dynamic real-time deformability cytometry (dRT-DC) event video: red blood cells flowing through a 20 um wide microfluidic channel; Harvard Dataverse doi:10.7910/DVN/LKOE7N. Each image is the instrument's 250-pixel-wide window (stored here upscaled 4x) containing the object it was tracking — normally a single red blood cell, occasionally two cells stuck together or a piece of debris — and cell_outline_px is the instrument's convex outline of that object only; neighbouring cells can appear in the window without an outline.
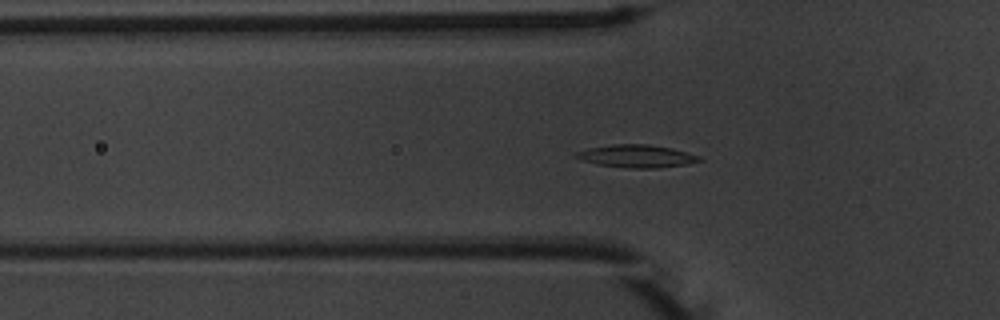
{"species": "common noctule bat (a hibernating species)", "species_latin": "Nyctalus noctula", "temperature_condition": "warm", "stored_images_in_passage": 55, "camera_frame_rate_fps": 3000, "um_per_image_px": 0.085, "animal": {"sex": "male", "body_mass_g": 20.1, "forearm_length_mm": 53.5}, "frame": {"image": 1, "passage_image": 18, "time_ms": 5.667, "image_size_px": [1000, 320], "cell_outline_px": [[704, 160], [688, 164], [660, 168], [632, 168], [596, 164], [572, 156], [576, 152], [588, 148], [612, 144], [648, 144], [672, 148], [700, 156]], "centroid_in_image_um": [54.14, 13.27], "position_along_channel_um": 71.7, "area_um2": 16.36}}
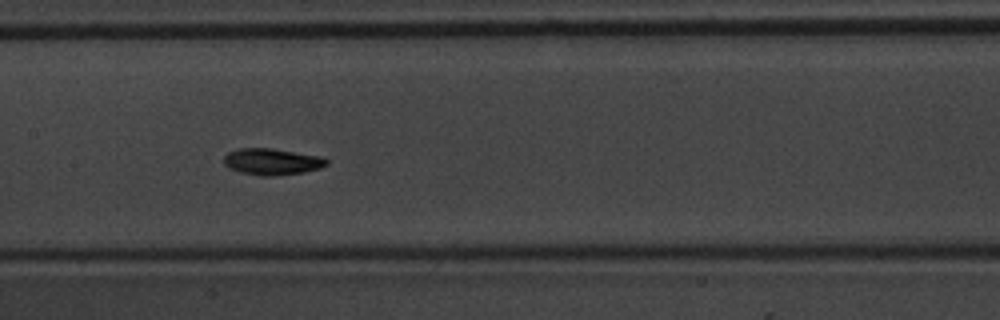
{"frame": {"image": 2, "passage_image": 27, "time_ms": 8.667, "image_size_px": [1000, 320], "cell_outline_px": [[328, 164], [320, 168], [304, 172], [272, 176], [260, 176], [240, 172], [228, 168], [224, 164], [224, 156], [228, 152], [240, 148], [272, 148], [320, 156], [328, 160]], "centroid_in_image_um": [23.1, 13.74], "position_along_channel_um": 184.3, "area_um2": 15.9}}
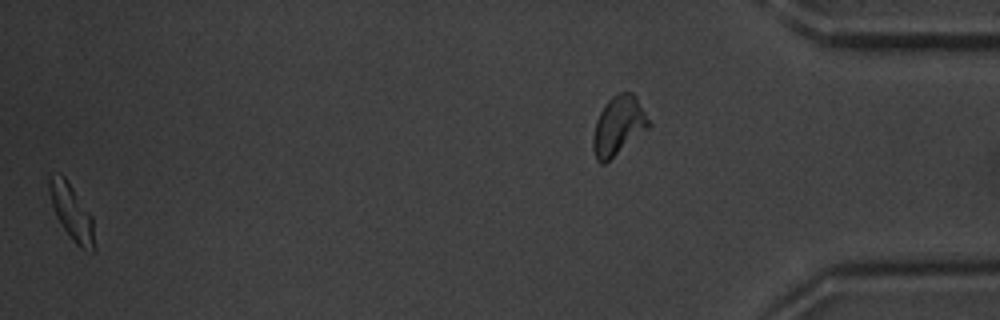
{"frame": {"image": 3, "passage_image": 54, "time_ms": 17.667, "image_size_px": [1000, 320], "cell_outline_px": [[96, 248], [92, 252], [80, 248], [76, 244], [64, 228], [56, 216], [52, 204], [48, 188], [48, 176], [60, 172], [68, 180], [92, 216]], "centroid_in_image_um": [6.1, 18.02], "position_along_channel_um": 429.1, "area_um2": 14.74}}